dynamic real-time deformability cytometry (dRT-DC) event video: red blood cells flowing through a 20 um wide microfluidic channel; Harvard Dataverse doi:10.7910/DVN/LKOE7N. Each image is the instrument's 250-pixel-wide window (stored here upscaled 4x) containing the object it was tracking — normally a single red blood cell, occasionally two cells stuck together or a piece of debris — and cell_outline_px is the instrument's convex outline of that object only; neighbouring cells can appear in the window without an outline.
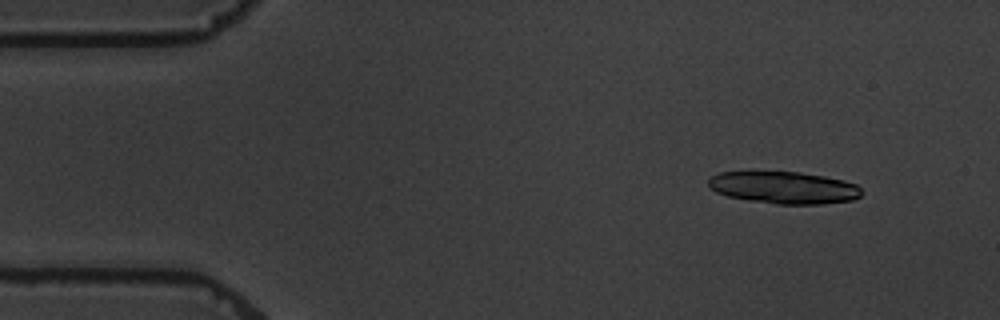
{"species": "common noctule bat (a hibernating species)", "species_latin": "Nyctalus noctula", "temperature_condition": "warm", "stored_images_in_passage": 14, "camera_frame_rate_fps": 3000, "um_per_image_px": 0.085, "animal": {"sex": "male", "body_mass_g": 19.5, "forearm_length_mm": 54.6}, "frame": {"image": 1, "passage_image": 2, "time_ms": 1.333, "image_size_px": [1000, 320], "cell_outline_px": [[864, 192], [860, 196], [852, 200], [820, 204], [776, 204], [748, 200], [728, 196], [716, 192], [708, 188], [708, 176], [720, 172], [800, 172], [824, 176], [844, 180], [856, 184]], "centroid_in_image_um": [66.61, 15.94], "position_along_channel_um": 18.4, "area_um2": 28.84}}
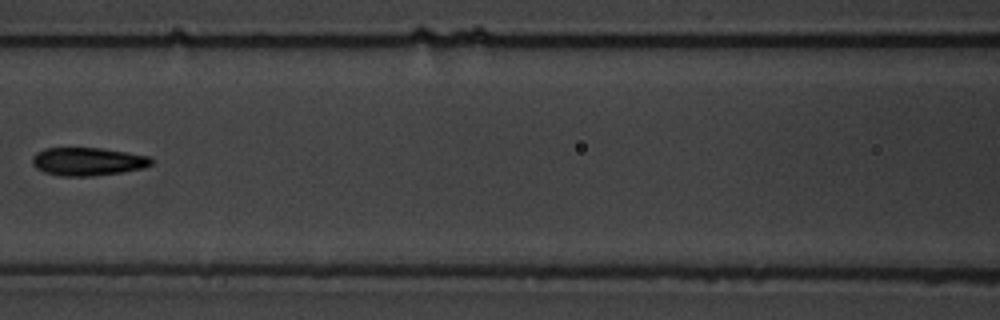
{"frame": {"image": 2, "passage_image": 7, "time_ms": 8.0, "image_size_px": [1000, 320], "cell_outline_px": [[152, 164], [144, 168], [120, 172], [92, 176], [60, 176], [44, 172], [36, 168], [32, 164], [32, 156], [36, 152], [44, 148], [100, 148], [128, 152], [148, 156], [152, 160]], "centroid_in_image_um": [7.43, 13.72], "position_along_channel_um": 159.2, "area_um2": 19.54}}
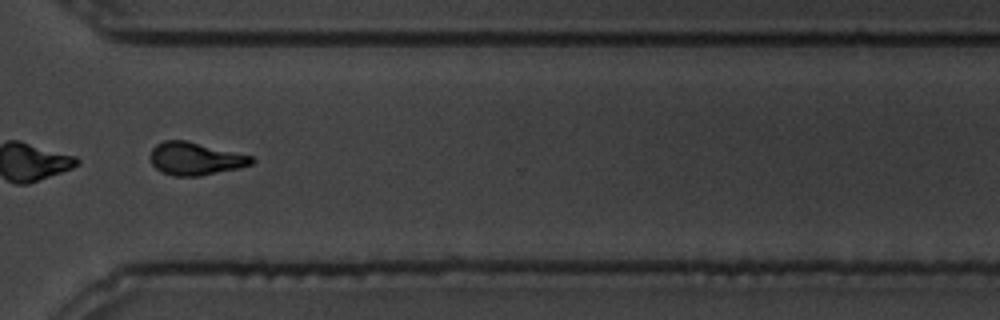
{"frame": {"image": 3, "passage_image": 12, "time_ms": 13.667, "image_size_px": [1000, 320], "cell_outline_px": [[256, 160], [252, 164], [240, 168], [200, 176], [172, 176], [160, 172], [152, 164], [152, 148], [156, 144], [164, 140], [188, 140], [252, 156]], "centroid_in_image_um": [16.62, 13.49], "position_along_channel_um": 354.0, "area_um2": 19.48}, "authors_computed_cell_mechanics": {"area_um2": 20.0277, "velocity_mm_per_s": 3.4484, "shape_relaxation_time_tau1_ms": 4.2079, "shape_relaxation_time_tau2_ms": 2.8647, "deformation_change_tau1": 0.1706, "deformation_change_tau2": 0.0977}}